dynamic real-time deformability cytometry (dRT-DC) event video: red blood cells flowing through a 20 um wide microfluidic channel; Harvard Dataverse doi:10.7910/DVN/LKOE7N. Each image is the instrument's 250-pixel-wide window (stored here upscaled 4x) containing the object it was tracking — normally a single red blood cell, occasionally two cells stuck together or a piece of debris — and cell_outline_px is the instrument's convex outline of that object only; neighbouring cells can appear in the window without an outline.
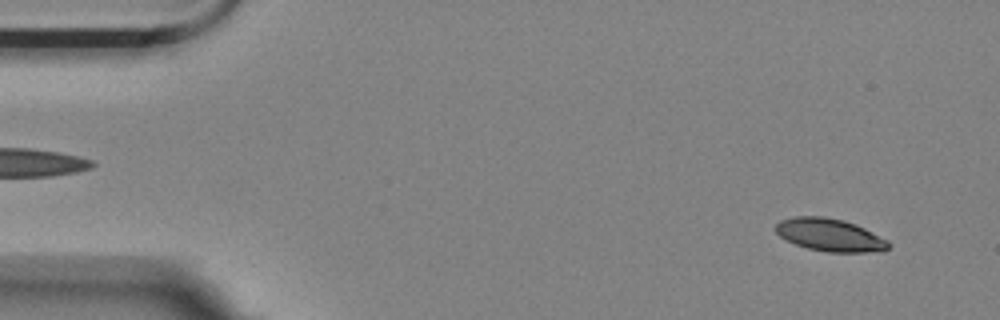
{"species": "Egyptian fruit bat (a non-hibernating species)", "species_latin": "Rousettus aegyptiacus", "temperature_condition": "room temperature", "stored_images_in_passage": 55, "camera_frame_rate_fps": 3000, "um_per_image_px": 0.085, "animal": {"sex": "female"}, "frame": {"image": 1, "passage_image": 3, "time_ms": 0.667, "image_size_px": [1000, 320], "cell_outline_px": [[888, 248], [884, 252], [828, 252], [808, 248], [796, 244], [780, 236], [776, 232], [776, 224], [780, 220], [792, 216], [824, 216], [856, 224], [888, 240]], "centroid_in_image_um": [70.54, 19.97], "position_along_channel_um": 14.5, "area_um2": 21.39}}
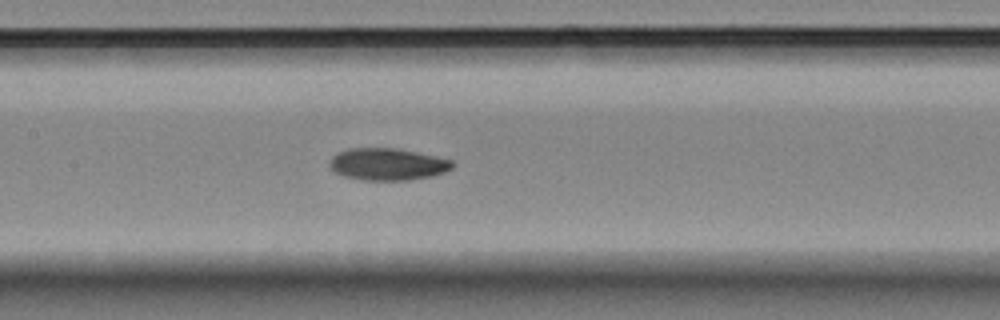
{"frame": {"image": 2, "passage_image": 25, "time_ms": 8.0, "image_size_px": [1000, 320], "cell_outline_px": [[456, 164], [452, 168], [444, 172], [432, 176], [408, 180], [364, 180], [344, 176], [336, 172], [328, 164], [328, 160], [336, 152], [348, 148], [396, 148], [436, 156], [452, 160]], "centroid_in_image_um": [32.93, 13.95], "position_along_channel_um": 174.5, "area_um2": 23.06}}
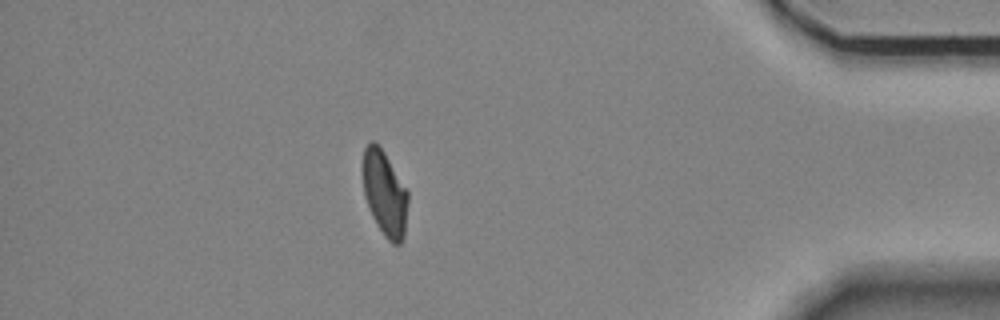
{"frame": {"image": 3, "passage_image": 48, "time_ms": 15.667, "image_size_px": [1000, 320], "cell_outline_px": [[408, 200], [404, 236], [400, 244], [392, 244], [384, 236], [376, 224], [372, 216], [364, 196], [364, 148], [372, 140], [384, 152], [408, 192]], "centroid_in_image_um": [32.71, 16.49], "position_along_channel_um": 402.5, "area_um2": 21.96}, "authors_computed_cell_mechanics": {"area_um2": 22.831, "velocity_mm_per_s": 3.5413, "shape_relaxation_time_tau1_ms": 6.5412, "shape_relaxation_time_tau2_ms": 3.8331, "deformation_change_tau1": 0.1639, "deformation_change_tau2": 0.0843}}